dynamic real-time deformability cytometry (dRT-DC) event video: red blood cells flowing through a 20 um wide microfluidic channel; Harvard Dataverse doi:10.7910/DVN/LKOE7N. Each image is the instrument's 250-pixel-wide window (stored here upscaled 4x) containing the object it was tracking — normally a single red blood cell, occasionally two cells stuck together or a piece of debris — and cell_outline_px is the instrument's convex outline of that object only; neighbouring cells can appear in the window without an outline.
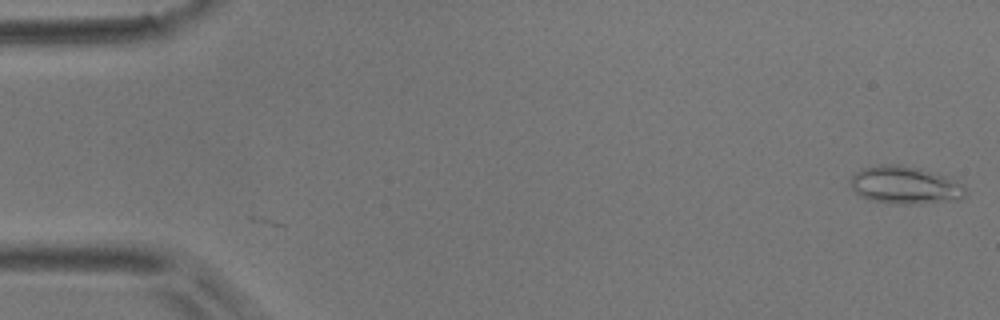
{"species": "common noctule bat (a hibernating species)", "species_latin": "Nyctalus noctula", "temperature_condition": "room temperature", "stored_images_in_passage": 5, "camera_frame_rate_fps": 3000, "um_per_image_px": 0.085, "animal": {"sex": "male", "body_mass_g": 17.9}, "frame": {"image": 1, "passage_image": 5, "time_ms": 1.333, "image_size_px": [1000, 320], "cell_outline_px": [[968, 192], [964, 200], [920, 204], [896, 204], [868, 200], [860, 196], [848, 184], [852, 176], [860, 168], [880, 164], [900, 164], [920, 168], [932, 172], [964, 184]], "centroid_in_image_um": [76.95, 15.75], "position_along_channel_um": 8.1, "area_um2": 25.89}}